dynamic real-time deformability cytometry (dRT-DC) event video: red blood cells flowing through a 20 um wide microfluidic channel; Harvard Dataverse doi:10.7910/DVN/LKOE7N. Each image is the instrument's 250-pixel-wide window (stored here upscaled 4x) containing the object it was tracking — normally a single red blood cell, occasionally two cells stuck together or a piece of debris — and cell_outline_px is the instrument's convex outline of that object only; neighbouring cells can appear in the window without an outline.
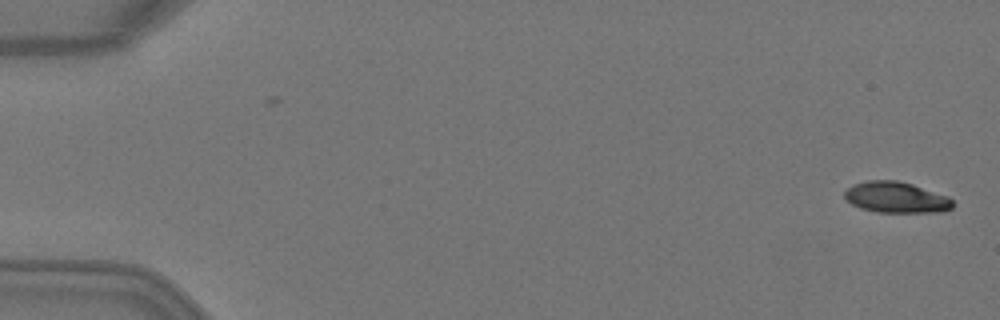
{"species": "Egyptian fruit bat (a non-hibernating species)", "species_latin": "Rousettus aegyptiacus", "temperature_condition": "warm", "stored_images_in_passage": 2, "camera_frame_rate_fps": 3000, "um_per_image_px": 0.085, "animal": {"sex": "female"}, "frame": {"image": 1, "passage_image": 2, "time_ms": 0.333, "image_size_px": [1000, 320], "cell_outline_px": [[952, 208], [944, 212], [876, 212], [860, 208], [852, 204], [844, 196], [844, 192], [848, 188], [856, 184], [868, 180], [896, 180], [912, 184], [948, 196], [952, 200]], "centroid_in_image_um": [76.19, 16.78], "position_along_channel_um": 8.8, "area_um2": 19.42}}